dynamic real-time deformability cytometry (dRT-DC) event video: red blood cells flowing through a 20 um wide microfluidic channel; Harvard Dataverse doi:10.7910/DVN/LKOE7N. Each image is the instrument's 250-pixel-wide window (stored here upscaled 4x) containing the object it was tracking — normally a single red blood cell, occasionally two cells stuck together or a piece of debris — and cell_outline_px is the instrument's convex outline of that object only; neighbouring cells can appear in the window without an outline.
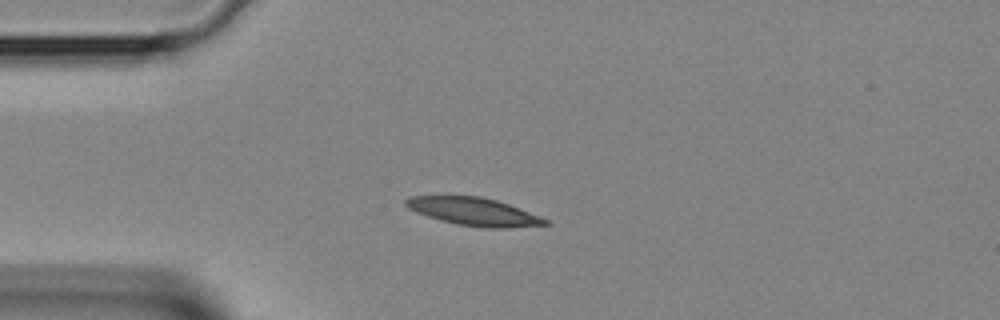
{"species": "Egyptian fruit bat (a non-hibernating species)", "species_latin": "Rousettus aegyptiacus", "temperature_condition": "room temperature", "stored_images_in_passage": 2, "camera_frame_rate_fps": 3000, "um_per_image_px": 0.085, "animal": {"sex": "female"}, "frame": {"image": 1, "passage_image": 2, "time_ms": 0.333, "image_size_px": [1000, 320], "cell_outline_px": [[552, 224], [508, 228], [488, 228], [456, 224], [428, 216], [416, 212], [408, 208], [404, 204], [404, 200], [412, 196], [480, 196], [496, 200], [508, 204], [540, 216], [548, 220]], "centroid_in_image_um": [40.29, 17.99], "position_along_channel_um": 44.7, "area_um2": 22.48}}